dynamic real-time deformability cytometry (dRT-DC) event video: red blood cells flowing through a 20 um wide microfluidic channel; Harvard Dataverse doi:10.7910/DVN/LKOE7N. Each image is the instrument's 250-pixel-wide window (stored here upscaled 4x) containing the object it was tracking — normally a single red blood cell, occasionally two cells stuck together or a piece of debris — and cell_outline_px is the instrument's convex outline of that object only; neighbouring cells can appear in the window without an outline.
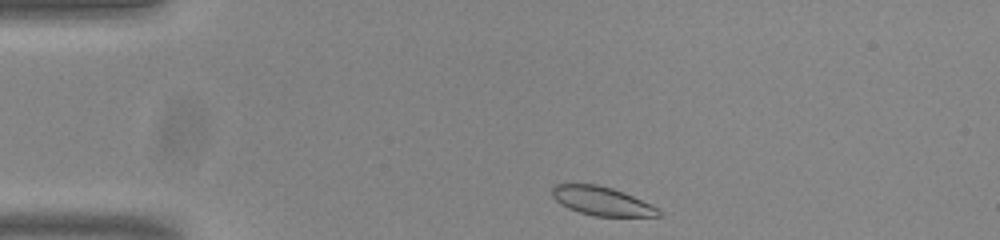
{"species": "common noctule bat (a hibernating species)", "species_latin": "Nyctalus noctula", "temperature_condition": "room temperature", "stored_images_in_passage": 44, "camera_frame_rate_fps": 3000, "um_per_image_px": 0.085, "animal": {"sex": "male", "body_mass_g": 20.0, "forearm_length_mm": 53.3}, "frame": {"image": 1, "passage_image": 1, "time_ms": 0.0, "image_size_px": [1000, 240], "cell_outline_px": [[660, 216], [592, 216], [568, 208], [560, 204], [552, 196], [552, 188], [556, 184], [596, 184], [612, 188], [624, 192], [652, 204], [660, 212]], "centroid_in_image_um": [51.14, 17.09], "position_along_channel_um": 33.9, "area_um2": 17.74}}
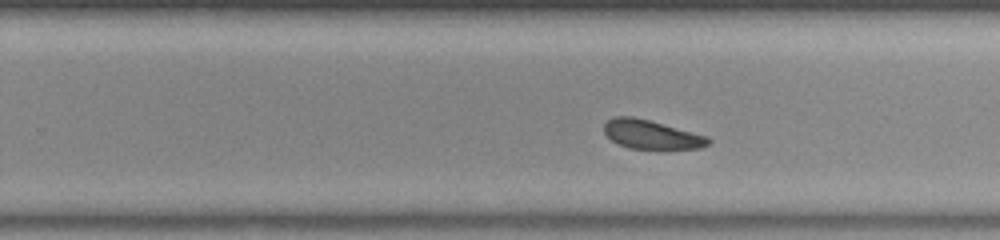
{"frame": {"image": 2, "passage_image": 24, "time_ms": 7.667, "image_size_px": [1000, 240], "cell_outline_px": [[712, 140], [708, 144], [700, 148], [628, 148], [612, 140], [604, 132], [604, 124], [608, 120], [616, 116], [632, 116], [648, 120], [708, 136]], "centroid_in_image_um": [55.36, 11.42], "position_along_channel_um": 274.4, "area_um2": 17.17}}
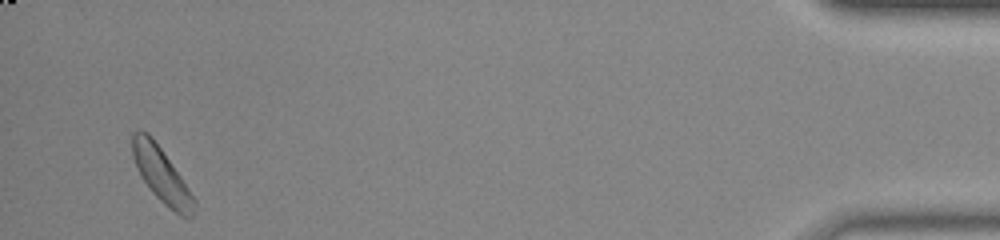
{"frame": {"image": 3, "passage_image": 42, "time_ms": 13.667, "image_size_px": [1000, 240], "cell_outline_px": [[196, 204], [192, 216], [180, 216], [164, 204], [152, 192], [140, 176], [136, 168], [132, 156], [132, 132], [140, 128], [148, 132], [152, 136], [180, 176], [196, 200]], "centroid_in_image_um": [13.68, 14.83], "position_along_channel_um": 421.5, "area_um2": 19.65}, "authors_computed_cell_mechanics": {"area_um2": 18.785, "velocity_mm_per_s": 3.7771, "shape_relaxation_time_tau1_ms": 5.3285, "shape_relaxation_time_tau2_ms": null, "deformation_change_tau1": 0.1189, "deformation_change_tau2": null}}